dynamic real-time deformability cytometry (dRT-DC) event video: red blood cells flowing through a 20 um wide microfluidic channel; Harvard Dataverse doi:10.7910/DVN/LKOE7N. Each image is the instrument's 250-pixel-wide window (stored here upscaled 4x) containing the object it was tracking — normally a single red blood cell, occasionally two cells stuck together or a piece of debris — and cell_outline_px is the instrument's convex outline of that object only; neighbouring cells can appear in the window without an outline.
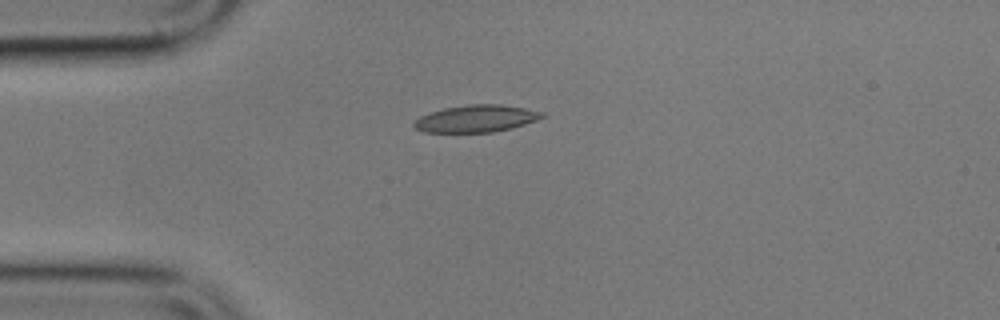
{"species": "common noctule bat (a hibernating species)", "species_latin": "Nyctalus noctula", "temperature_condition": "cold", "stored_images_in_passage": 4, "camera_frame_rate_fps": 3000, "um_per_image_px": 0.085, "animal": {"sex": "male", "body_mass_g": 17.9}, "frame": {"image": 1, "passage_image": 4, "time_ms": 4.667, "image_size_px": [1000, 320], "cell_outline_px": [[548, 116], [512, 128], [492, 132], [424, 132], [416, 128], [412, 124], [420, 116], [444, 108], [468, 104], [500, 104], [524, 108], [544, 112]], "centroid_in_image_um": [40.51, 10.08], "position_along_channel_um": 44.5, "area_um2": 20.17}}